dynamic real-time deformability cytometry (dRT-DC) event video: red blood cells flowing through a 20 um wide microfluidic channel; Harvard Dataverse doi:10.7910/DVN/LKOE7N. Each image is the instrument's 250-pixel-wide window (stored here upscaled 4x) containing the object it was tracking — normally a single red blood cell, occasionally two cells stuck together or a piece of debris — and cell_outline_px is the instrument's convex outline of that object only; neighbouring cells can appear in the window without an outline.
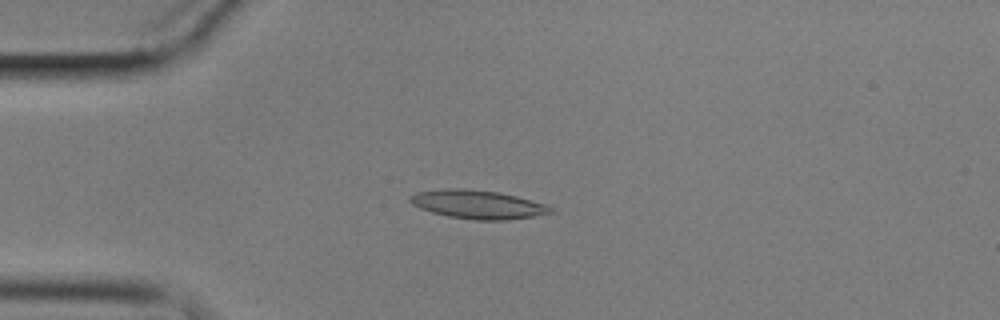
{"species": "common noctule bat (a hibernating species)", "species_latin": "Nyctalus noctula", "temperature_condition": "cold", "stored_images_in_passage": 8, "camera_frame_rate_fps": 3000, "um_per_image_px": 0.085, "animal": {"sex": "male", "body_mass_g": 17.9}, "frame": {"image": 1, "passage_image": 5, "time_ms": 4.667, "image_size_px": [1000, 320], "cell_outline_px": [[556, 212], [536, 216], [504, 220], [476, 220], [448, 216], [432, 212], [420, 208], [412, 204], [408, 200], [408, 196], [416, 192], [448, 188], [464, 188], [500, 192], [548, 204], [556, 208]], "centroid_in_image_um": [40.67, 17.37], "position_along_channel_um": 44.3, "area_um2": 23.76}}
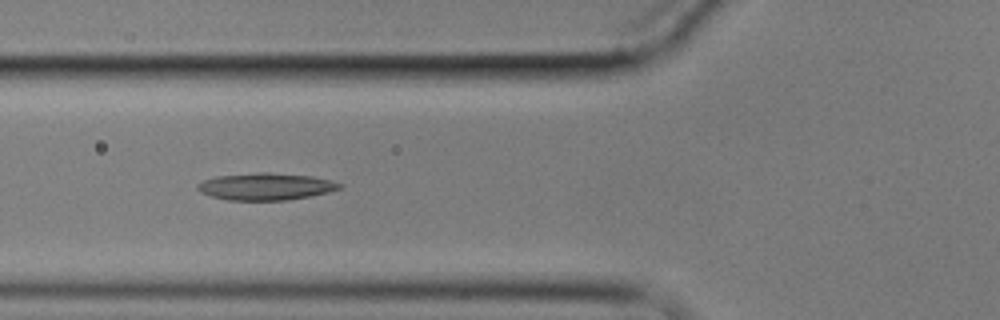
{"frame": {"image": 2, "passage_image": 7, "time_ms": 7.0, "image_size_px": [1000, 320], "cell_outline_px": [[344, 184], [340, 188], [328, 192], [312, 196], [288, 200], [228, 200], [212, 196], [200, 192], [196, 188], [196, 184], [204, 180], [216, 176], [260, 172], [268, 172], [312, 176]], "centroid_in_image_um": [22.58, 15.85], "position_along_channel_um": 103.2, "area_um2": 22.37}}
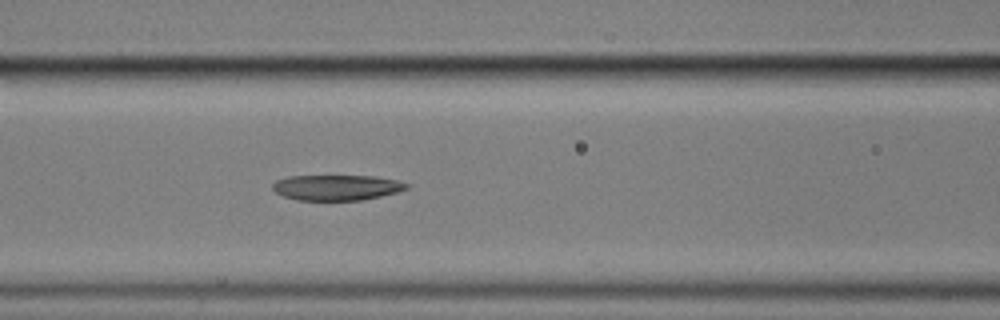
{"frame": {"image": 3, "passage_image": 8, "time_ms": 8.0, "image_size_px": [1000, 320], "cell_outline_px": [[412, 184], [408, 188], [396, 192], [380, 196], [360, 200], [296, 200], [284, 196], [276, 192], [272, 188], [272, 184], [276, 180], [288, 176], [376, 176], [396, 180]], "centroid_in_image_um": [28.62, 15.93], "position_along_channel_um": 138.0, "area_um2": 19.88}}